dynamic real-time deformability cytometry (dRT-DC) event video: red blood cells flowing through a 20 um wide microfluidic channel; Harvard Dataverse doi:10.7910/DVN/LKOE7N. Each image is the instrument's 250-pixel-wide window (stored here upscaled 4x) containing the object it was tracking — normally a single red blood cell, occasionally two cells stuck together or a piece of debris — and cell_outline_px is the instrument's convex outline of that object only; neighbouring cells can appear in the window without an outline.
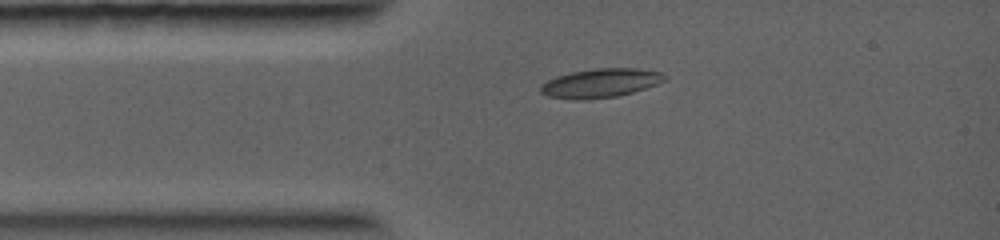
{"species": "common noctule bat (a hibernating species)", "species_latin": "Nyctalus noctula", "temperature_condition": "warm", "stored_images_in_passage": 4, "camera_frame_rate_fps": 5000, "um_per_image_px": 0.085, "animal": {"sex": "female", "body_mass_g": 19.0, "forearm_length_mm": 56.7}, "frame": {"image": 1, "passage_image": 2, "time_ms": 0.8, "image_size_px": [1000, 240], "cell_outline_px": [[668, 76], [664, 80], [656, 84], [620, 96], [588, 100], [572, 100], [548, 96], [540, 92], [540, 84], [556, 76], [572, 72], [596, 68], [640, 68], [664, 72]], "centroid_in_image_um": [51.04, 7.06], "position_along_channel_um": 34.0, "area_um2": 21.21}}